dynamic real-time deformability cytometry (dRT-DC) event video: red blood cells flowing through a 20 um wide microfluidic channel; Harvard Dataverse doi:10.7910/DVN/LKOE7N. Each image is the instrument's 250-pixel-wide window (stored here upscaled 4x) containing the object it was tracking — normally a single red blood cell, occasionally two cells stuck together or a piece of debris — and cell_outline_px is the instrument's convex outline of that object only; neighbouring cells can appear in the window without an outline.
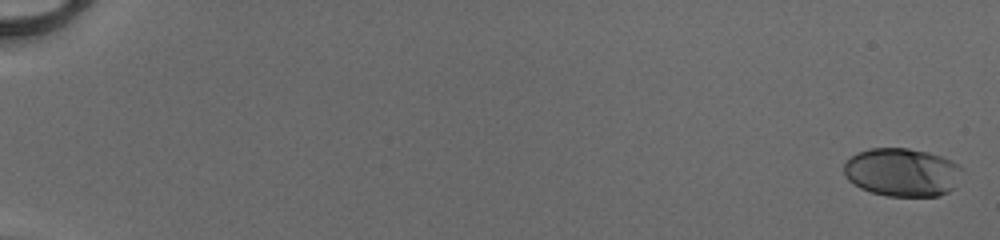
{"species": "human", "species_latin": "Homo sapiens", "temperature_condition": "cold", "stored_images_in_passage": 53, "camera_frame_rate_fps": 3000, "um_per_image_px": 0.085, "donor": {"sex": "male"}, "frame": {"image": 1, "passage_image": 1, "time_ms": 0.0, "image_size_px": [1000, 240], "cell_outline_px": [[964, 172], [956, 188], [940, 196], [888, 196], [872, 192], [860, 188], [852, 184], [844, 176], [844, 164], [856, 152], [868, 148], [908, 148], [928, 152], [952, 160], [960, 164], [964, 168]], "centroid_in_image_um": [76.73, 14.64], "position_along_channel_um": 8.3, "area_um2": 33.93}}
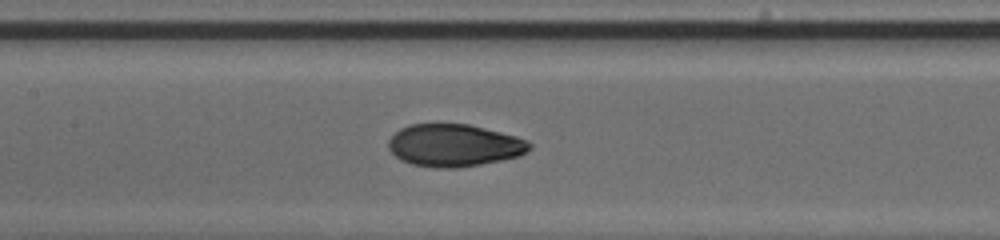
{"frame": {"image": 2, "passage_image": 28, "time_ms": 9.0, "image_size_px": [1000, 240], "cell_outline_px": [[532, 148], [528, 152], [520, 156], [480, 164], [456, 168], [436, 168], [412, 164], [400, 160], [388, 148], [388, 140], [400, 128], [408, 124], [468, 124], [516, 136], [528, 140], [532, 144]], "centroid_in_image_um": [38.61, 12.36], "position_along_channel_um": 168.8, "area_um2": 34.91}}
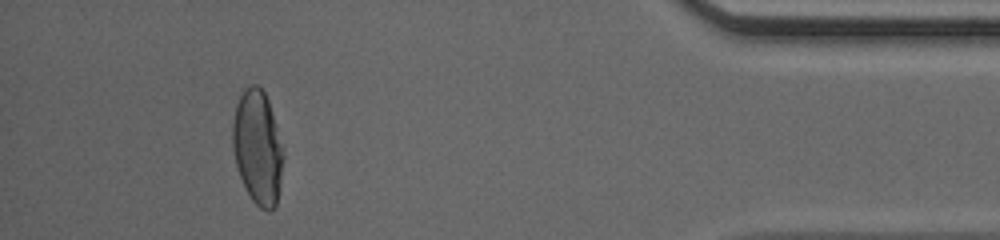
{"frame": {"image": 3, "passage_image": 49, "time_ms": 16.0, "image_size_px": [1000, 240], "cell_outline_px": [[284, 156], [280, 184], [276, 204], [268, 212], [260, 208], [252, 200], [240, 176], [236, 164], [232, 148], [232, 124], [236, 104], [244, 88], [248, 84], [256, 84], [264, 92], [268, 100], [276, 124]], "centroid_in_image_um": [21.89, 12.5], "position_along_channel_um": 413.3, "area_um2": 33.58}}